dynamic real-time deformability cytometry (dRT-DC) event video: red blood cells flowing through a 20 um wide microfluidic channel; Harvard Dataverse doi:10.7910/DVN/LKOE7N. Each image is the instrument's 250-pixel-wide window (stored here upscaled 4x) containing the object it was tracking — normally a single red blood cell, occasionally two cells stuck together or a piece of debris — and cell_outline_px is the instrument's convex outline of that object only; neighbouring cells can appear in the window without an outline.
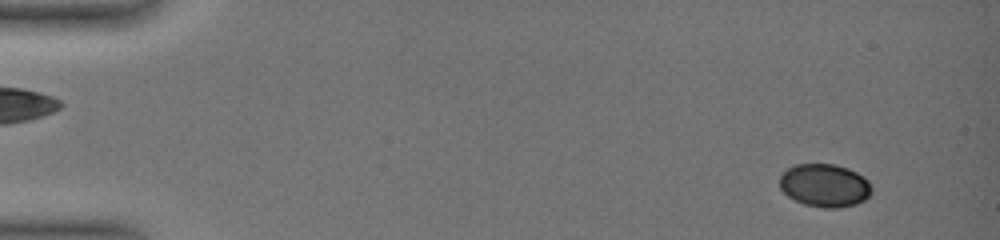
{"species": "common noctule bat (a hibernating species)", "species_latin": "Nyctalus noctula", "temperature_condition": "warm", "stored_images_in_passage": 50, "camera_frame_rate_fps": 3000, "um_per_image_px": 0.085, "animal": {"sex": "female", "body_mass_g": 19.0, "forearm_length_mm": 51.5}, "frame": {"image": 1, "passage_image": 4, "time_ms": 1.0, "image_size_px": [1000, 240], "cell_outline_px": [[872, 192], [864, 200], [856, 204], [836, 208], [824, 208], [804, 204], [788, 196], [780, 188], [780, 176], [788, 168], [796, 164], [836, 164], [848, 168], [856, 172], [868, 180], [872, 188]], "centroid_in_image_um": [70.11, 15.76], "position_along_channel_um": 14.9, "area_um2": 23.06}}
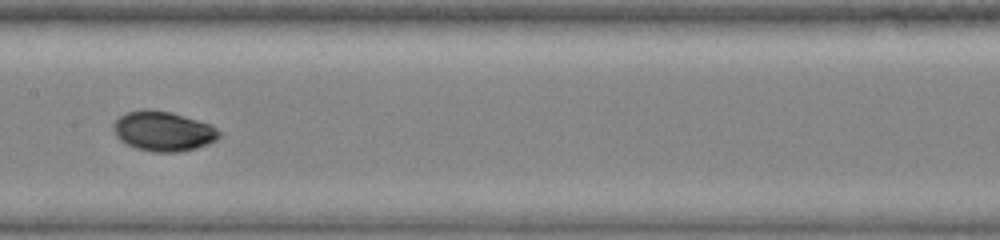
{"frame": {"image": 2, "passage_image": 28, "time_ms": 9.0, "image_size_px": [1000, 240], "cell_outline_px": [[220, 136], [216, 140], [208, 144], [196, 148], [180, 152], [152, 152], [136, 148], [120, 140], [116, 136], [112, 128], [112, 124], [120, 116], [128, 112], [144, 108], [148, 108], [172, 112], [212, 124], [220, 132]], "centroid_in_image_um": [13.88, 11.14], "position_along_channel_um": 193.5, "area_um2": 24.8}}
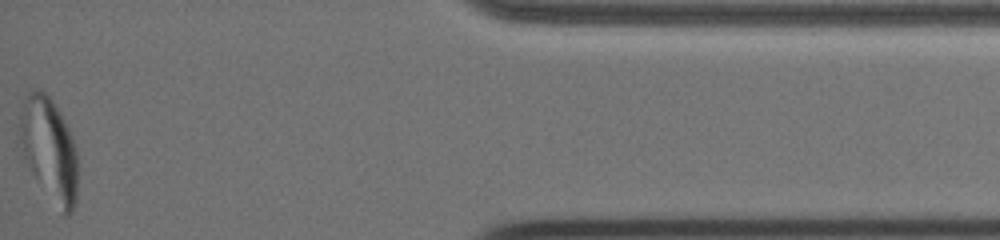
{"frame": {"image": 3, "passage_image": 50, "time_ms": 16.333, "image_size_px": [1000, 240], "cell_outline_px": [[76, 200], [72, 212], [68, 216], [64, 216], [28, 168], [24, 156], [20, 136], [20, 116], [28, 92], [32, 88], [36, 88], [44, 92], [52, 100], [60, 112], [72, 136], [76, 148]], "centroid_in_image_um": [4.19, 12.69], "position_along_channel_um": 431.0, "area_um2": 34.33}, "authors_computed_cell_mechanics": {"area_um2": 24.1315, "velocity_mm_per_s": 3.9104, "shape_relaxation_time_tau1_ms": 1.822, "shape_relaxation_time_tau2_ms": 2.6658, "deformation_change_tau1": 0.1055, "deformation_change_tau2": 0.031}}